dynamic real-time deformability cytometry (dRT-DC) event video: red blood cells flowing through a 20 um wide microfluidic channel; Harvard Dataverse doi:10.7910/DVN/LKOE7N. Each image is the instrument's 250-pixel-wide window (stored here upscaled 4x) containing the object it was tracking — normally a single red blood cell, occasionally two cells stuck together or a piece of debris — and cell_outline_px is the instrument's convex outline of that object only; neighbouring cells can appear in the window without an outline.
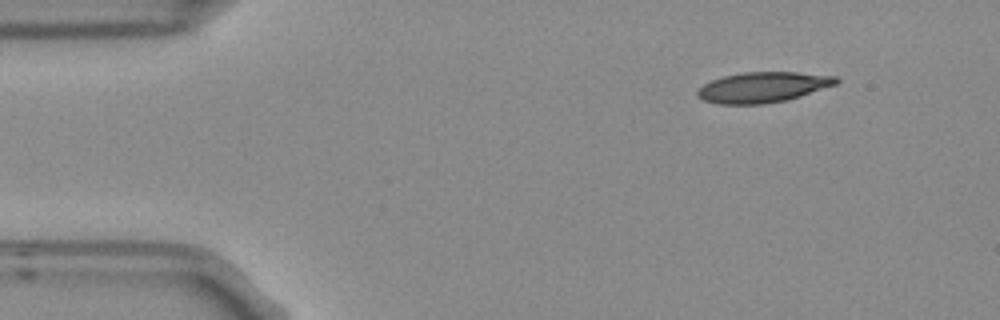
{"species": "Egyptian fruit bat (a non-hibernating species)", "species_latin": "Rousettus aegyptiacus", "temperature_condition": "room temperature", "stored_images_in_passage": 4, "camera_frame_rate_fps": 3000, "um_per_image_px": 0.085, "frame": {"image": 1, "passage_image": 1, "time_ms": 0.0, "image_size_px": [1000, 320], "cell_outline_px": [[840, 80], [836, 84], [788, 100], [764, 104], [716, 104], [704, 100], [696, 96], [696, 92], [704, 84], [712, 80], [724, 76], [744, 72], [796, 72], [836, 76]], "centroid_in_image_um": [64.84, 7.42], "position_along_channel_um": 20.2, "area_um2": 24.57}}